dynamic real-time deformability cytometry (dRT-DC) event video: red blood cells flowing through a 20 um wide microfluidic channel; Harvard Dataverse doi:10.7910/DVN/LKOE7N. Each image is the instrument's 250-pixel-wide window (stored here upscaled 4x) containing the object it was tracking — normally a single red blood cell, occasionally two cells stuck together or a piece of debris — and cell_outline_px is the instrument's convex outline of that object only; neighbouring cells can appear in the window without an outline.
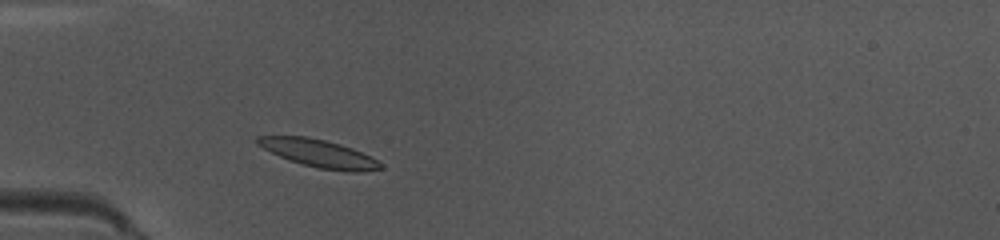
{"species": "common noctule bat (a hibernating species)", "species_latin": "Nyctalus noctula", "temperature_condition": "warm", "stored_images_in_passage": 41, "camera_frame_rate_fps": 3000, "um_per_image_px": 0.085, "animal": {"sex": "female", "body_mass_g": 10.0, "forearm_length_mm": 53.1}, "frame": {"image": 1, "passage_image": 11, "time_ms": 3.333, "image_size_px": [1000, 240], "cell_outline_px": [[384, 168], [356, 172], [348, 172], [320, 168], [288, 160], [256, 144], [256, 136], [308, 136], [340, 144], [352, 148], [372, 156], [384, 164]], "centroid_in_image_um": [27.15, 13.03], "position_along_channel_um": 57.8, "area_um2": 19.83}}
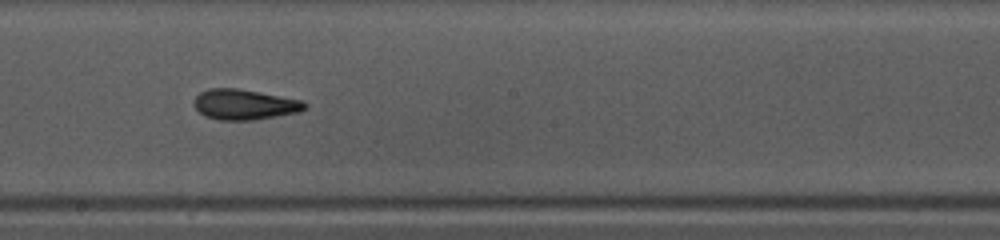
{"frame": {"image": 2, "passage_image": 24, "time_ms": 7.667, "image_size_px": [1000, 240], "cell_outline_px": [[308, 108], [300, 112], [256, 120], [220, 120], [204, 116], [192, 104], [192, 100], [200, 92], [208, 88], [236, 88], [304, 100], [308, 104]], "centroid_in_image_um": [20.8, 8.88], "position_along_channel_um": 227.4, "area_um2": 19.94}}
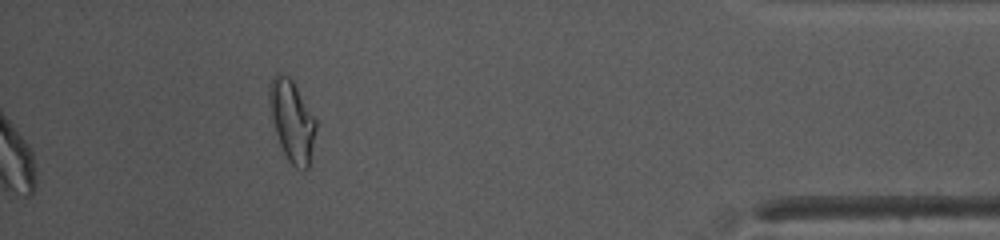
{"frame": {"image": 3, "passage_image": 41, "time_ms": 13.333, "image_size_px": [1000, 240], "cell_outline_px": [[316, 128], [308, 168], [296, 168], [288, 160], [280, 144], [276, 132], [268, 100], [268, 84], [276, 72], [288, 76], [292, 80], [316, 120]], "centroid_in_image_um": [24.8, 10.22], "position_along_channel_um": 410.4, "area_um2": 21.56}, "authors_computed_cell_mechanics": {"area_um2": 19.3052, "velocity_mm_per_s": 4.0242, "shape_relaxation_time_tau1_ms": 4.4017, "shape_relaxation_time_tau2_ms": 1.9231, "deformation_change_tau1": 0.1654, "deformation_change_tau2": 0.086}}